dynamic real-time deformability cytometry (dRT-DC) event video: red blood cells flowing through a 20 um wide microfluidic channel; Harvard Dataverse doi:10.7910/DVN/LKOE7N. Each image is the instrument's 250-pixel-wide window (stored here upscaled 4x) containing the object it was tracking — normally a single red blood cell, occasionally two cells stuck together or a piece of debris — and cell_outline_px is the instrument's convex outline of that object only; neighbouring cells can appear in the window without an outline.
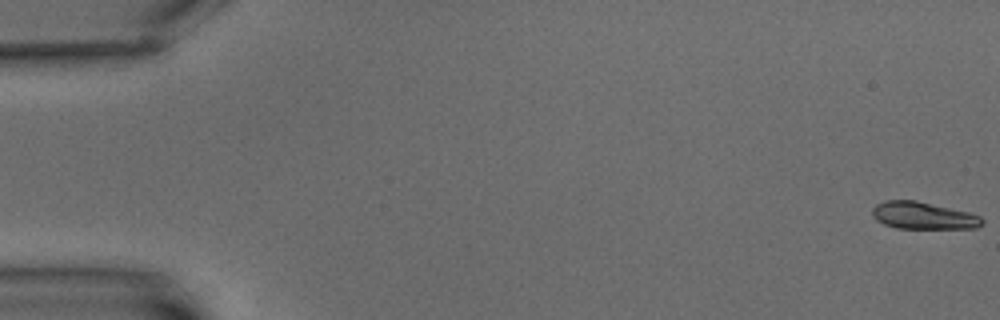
{"species": "common noctule bat (a hibernating species)", "species_latin": "Nyctalus noctula", "temperature_condition": "warm", "stored_images_in_passage": 4, "camera_frame_rate_fps": 3000, "um_per_image_px": 0.085, "animal": {"sex": "male", "body_mass_g": 15.6}, "frame": {"image": 1, "passage_image": 1, "time_ms": 0.0, "image_size_px": [1000, 320], "cell_outline_px": [[984, 224], [976, 228], [896, 228], [884, 224], [876, 220], [872, 216], [872, 208], [876, 204], [884, 200], [916, 200], [968, 212], [980, 216], [984, 220]], "centroid_in_image_um": [78.46, 18.32], "position_along_channel_um": 6.5, "area_um2": 17.46}}